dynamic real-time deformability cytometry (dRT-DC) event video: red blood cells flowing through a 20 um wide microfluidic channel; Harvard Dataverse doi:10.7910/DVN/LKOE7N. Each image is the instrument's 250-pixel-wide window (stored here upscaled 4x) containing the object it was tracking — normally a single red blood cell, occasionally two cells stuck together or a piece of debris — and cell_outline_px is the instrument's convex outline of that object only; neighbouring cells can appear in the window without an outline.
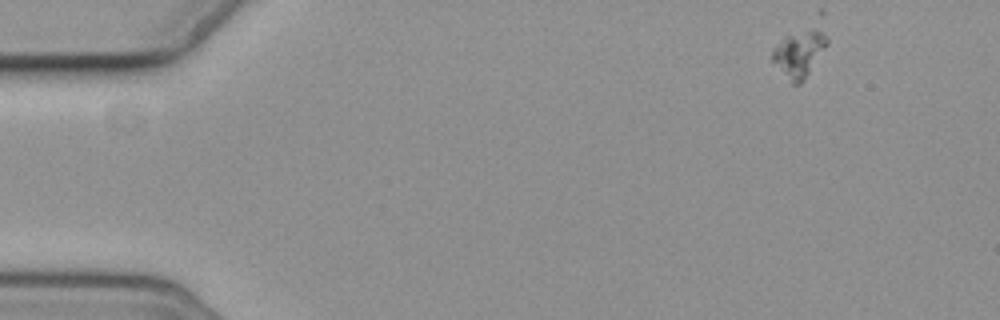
{"species": "common noctule bat (a hibernating species)", "species_latin": "Nyctalus noctula", "temperature_condition": "cold", "stored_images_in_passage": 5, "camera_frame_rate_fps": 3000, "um_per_image_px": 0.085, "animal": {"sex": "female", "body_mass_g": 19.3, "forearm_length_mm": 54.1}, "frame": {"image": 1, "passage_image": 1, "time_ms": 0.0, "image_size_px": [1000, 320], "cell_outline_px": [[828, 44], [804, 80], [800, 84], [792, 84], [772, 60], [772, 48], [784, 36], [804, 32], [820, 32], [828, 36]], "centroid_in_image_um": [67.9, 4.61], "position_along_channel_um": 17.1, "area_um2": 14.16}}
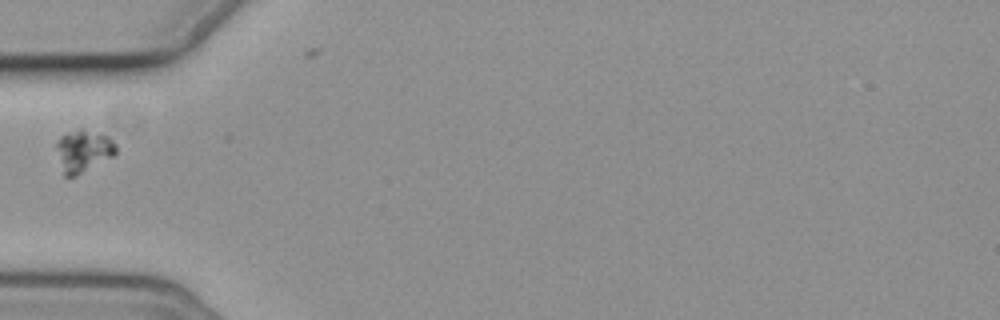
{"frame": {"image": 2, "passage_image": 5, "time_ms": 4.667, "image_size_px": [1000, 320], "cell_outline_px": [[116, 152], [112, 156], [76, 176], [64, 176], [56, 144], [56, 140], [60, 136], [68, 132], [80, 128], [108, 136], [116, 144]], "centroid_in_image_um": [7.08, 12.8], "position_along_channel_um": 77.9, "area_um2": 14.33}}